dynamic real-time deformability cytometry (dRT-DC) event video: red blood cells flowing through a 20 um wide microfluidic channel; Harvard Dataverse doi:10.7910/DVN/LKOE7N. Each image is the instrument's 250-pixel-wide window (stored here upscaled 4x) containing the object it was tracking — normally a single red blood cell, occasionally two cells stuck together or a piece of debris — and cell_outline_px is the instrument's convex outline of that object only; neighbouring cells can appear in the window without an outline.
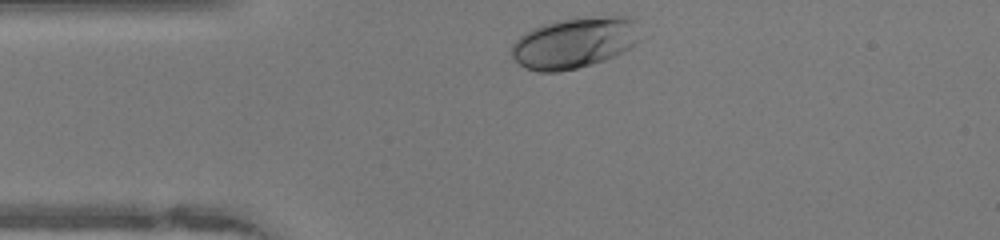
{"species": "human", "species_latin": "Homo sapiens", "temperature_condition": "warm", "stored_images_in_passage": 29, "camera_frame_rate_fps": 3000, "um_per_image_px": 0.085, "donor": {"sex": "female"}, "frame": {"image": 1, "passage_image": 1, "time_ms": 0.0, "image_size_px": [1000, 240], "cell_outline_px": [[636, 44], [604, 60], [592, 64], [560, 72], [536, 72], [524, 68], [512, 56], [512, 44], [524, 32], [540, 24], [556, 20], [576, 16], [628, 16], [636, 20]], "centroid_in_image_um": [48.77, 3.61], "position_along_channel_um": 36.2, "area_um2": 38.32}}
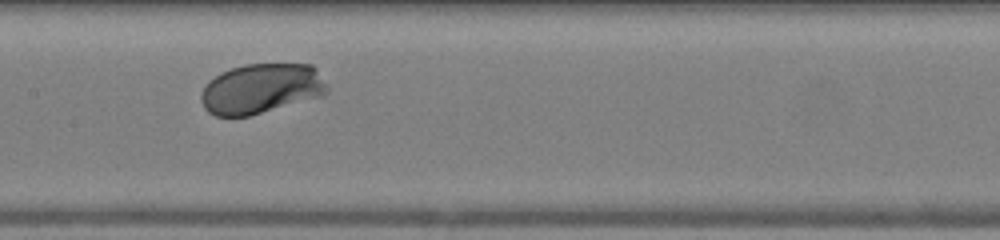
{"frame": {"image": 2, "passage_image": 14, "time_ms": 4.333, "image_size_px": [1000, 240], "cell_outline_px": [[328, 92], [320, 96], [248, 116], [216, 116], [208, 112], [204, 108], [200, 100], [200, 92], [208, 80], [220, 72], [244, 64], [312, 64], [316, 68], [328, 88]], "centroid_in_image_um": [22.15, 7.52], "position_along_channel_um": 185.3, "area_um2": 36.7}}
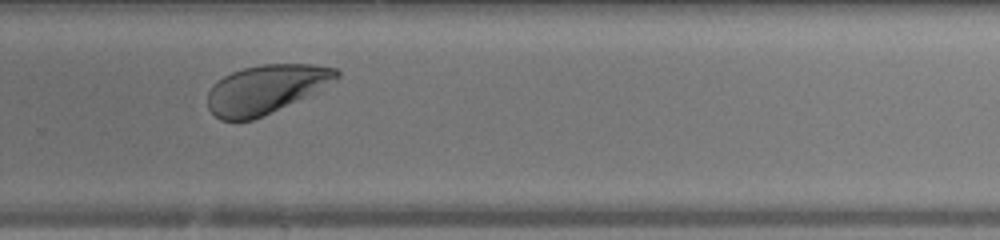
{"frame": {"image": 3, "passage_image": 23, "time_ms": 7.333, "image_size_px": [1000, 240], "cell_outline_px": [[340, 76], [336, 80], [304, 96], [252, 120], [220, 120], [208, 108], [208, 92], [212, 84], [224, 76], [232, 72], [244, 68], [264, 64], [312, 64], [336, 68], [340, 72]], "centroid_in_image_um": [22.56, 7.56], "position_along_channel_um": 307.2, "area_um2": 35.78}, "authors_computed_cell_mechanics": {"area_um2": 36.3562, "velocity_mm_per_s": 4.0709, "shape_relaxation_time_tau1_ms": 0.9989, "shape_relaxation_time_tau2_ms": null, "deformation_change_tau1": 0.0985, "deformation_change_tau2": null}}